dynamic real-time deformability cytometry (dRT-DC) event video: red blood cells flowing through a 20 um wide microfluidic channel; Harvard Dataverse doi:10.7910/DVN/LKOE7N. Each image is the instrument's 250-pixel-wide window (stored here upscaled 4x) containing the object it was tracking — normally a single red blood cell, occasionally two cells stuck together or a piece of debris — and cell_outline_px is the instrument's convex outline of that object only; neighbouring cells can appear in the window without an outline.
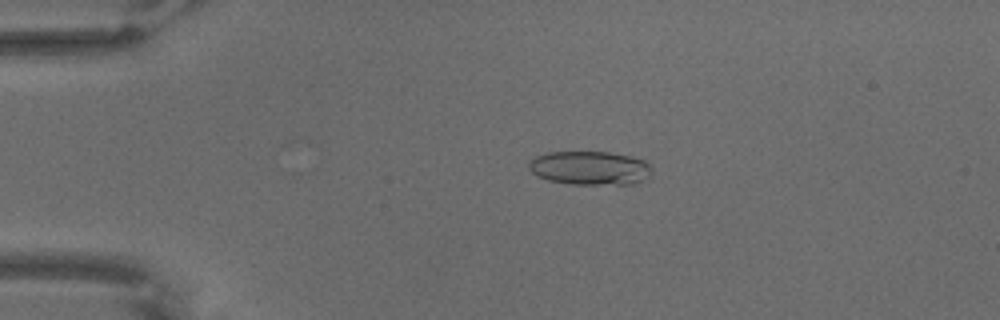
{"species": "common noctule bat (a hibernating species)", "species_latin": "Nyctalus noctula", "temperature_condition": "warm", "stored_images_in_passage": 61, "camera_frame_rate_fps": 3000, "um_per_image_px": 0.085, "animal": {"sex": "male", "body_mass_g": 18.8}, "frame": {"image": 1, "passage_image": 15, "time_ms": 4.667, "image_size_px": [1000, 320], "cell_outline_px": [[648, 176], [632, 184], [572, 184], [548, 180], [536, 176], [528, 168], [528, 164], [536, 156], [548, 152], [612, 152], [632, 156], [644, 160], [648, 164]], "centroid_in_image_um": [50.09, 14.27], "position_along_channel_um": 34.9, "area_um2": 23.99}}